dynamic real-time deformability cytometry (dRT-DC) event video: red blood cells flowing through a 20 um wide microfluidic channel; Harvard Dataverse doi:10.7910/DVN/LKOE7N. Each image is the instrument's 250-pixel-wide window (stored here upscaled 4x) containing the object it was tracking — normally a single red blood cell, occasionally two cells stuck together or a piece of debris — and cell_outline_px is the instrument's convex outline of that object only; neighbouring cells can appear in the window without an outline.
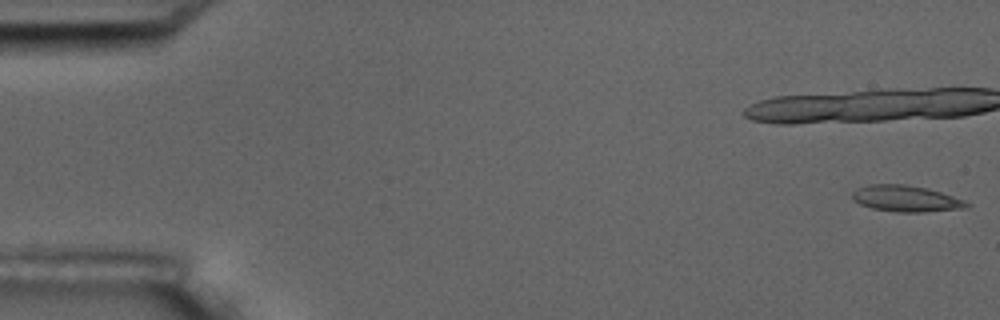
{"species": "common noctule bat (a hibernating species)", "species_latin": "Nyctalus noctula", "temperature_condition": "room temperature", "stored_images_in_passage": 9, "camera_frame_rate_fps": 3000, "um_per_image_px": 0.085, "animal": {"sex": "male", "body_mass_g": 17.5, "forearm_length_mm": 52.3}, "frame": {"image": 1, "passage_image": 1, "time_ms": 0.0, "image_size_px": [1000, 320], "cell_outline_px": [[972, 204], [968, 208], [924, 212], [896, 212], [872, 208], [860, 204], [852, 200], [852, 192], [856, 188], [868, 184], [904, 184], [928, 188], [964, 200]], "centroid_in_image_um": [77.0, 16.88], "position_along_channel_um": 8.0, "area_um2": 17.69}}